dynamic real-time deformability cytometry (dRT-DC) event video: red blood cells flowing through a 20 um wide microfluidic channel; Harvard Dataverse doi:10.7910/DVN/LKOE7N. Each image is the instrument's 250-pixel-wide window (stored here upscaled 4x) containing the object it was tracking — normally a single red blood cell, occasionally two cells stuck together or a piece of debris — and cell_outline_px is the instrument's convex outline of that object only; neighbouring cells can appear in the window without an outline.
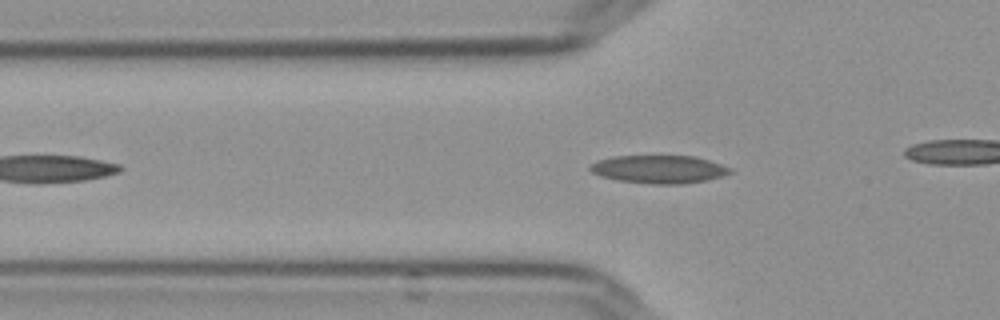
{"species": "Egyptian fruit bat (a non-hibernating species)", "species_latin": "Rousettus aegyptiacus", "temperature_condition": "cold", "stored_images_in_passage": 37, "camera_frame_rate_fps": 3000, "um_per_image_px": 0.085, "frame": {"image": 1, "passage_image": 10, "time_ms": 3.0, "image_size_px": [1000, 320], "cell_outline_px": [[732, 172], [724, 176], [684, 184], [652, 184], [620, 180], [600, 176], [592, 172], [588, 168], [592, 164], [600, 160], [612, 156], [692, 156], [708, 160], [732, 168]], "centroid_in_image_um": [56.03, 14.39], "position_along_channel_um": 69.8, "area_um2": 22.66}}
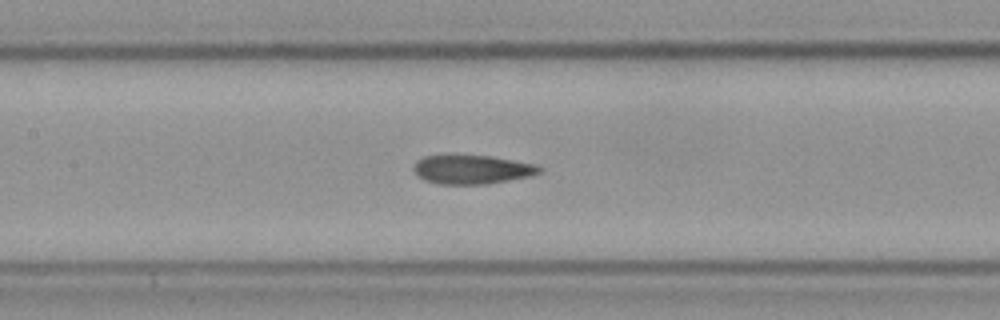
{"frame": {"image": 2, "passage_image": 18, "time_ms": 5.667, "image_size_px": [1000, 320], "cell_outline_px": [[544, 172], [528, 176], [488, 184], [440, 184], [424, 180], [412, 168], [416, 160], [424, 156], [452, 152], [492, 156], [536, 164], [544, 168]], "centroid_in_image_um": [40.1, 14.35], "position_along_channel_um": 167.3, "area_um2": 22.08}}
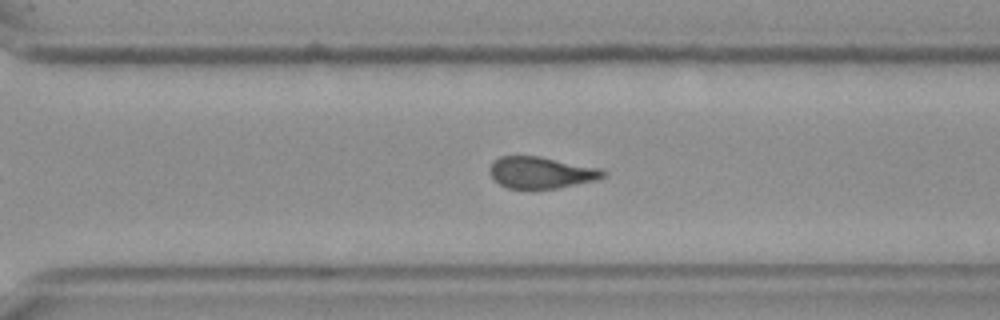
{"frame": {"image": 3, "passage_image": 31, "time_ms": 10.0, "image_size_px": [1000, 320], "cell_outline_px": [[608, 172], [604, 176], [592, 180], [556, 188], [508, 188], [500, 184], [492, 176], [492, 164], [500, 156], [540, 156], [600, 168]], "centroid_in_image_um": [46.02, 14.65], "position_along_channel_um": 324.6, "area_um2": 20.29}}